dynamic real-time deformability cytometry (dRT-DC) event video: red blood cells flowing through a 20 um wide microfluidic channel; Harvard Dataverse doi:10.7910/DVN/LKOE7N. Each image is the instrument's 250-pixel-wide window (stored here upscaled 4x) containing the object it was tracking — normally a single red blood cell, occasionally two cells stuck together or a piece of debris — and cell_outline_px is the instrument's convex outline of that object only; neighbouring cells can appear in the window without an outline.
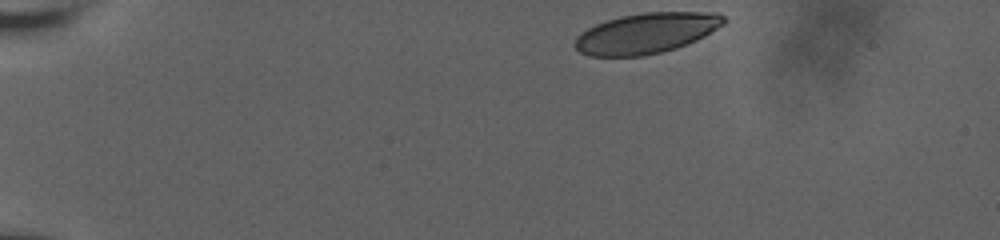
{"species": "human", "species_latin": "Homo sapiens", "temperature_condition": "room temperature", "stored_images_in_passage": 5, "camera_frame_rate_fps": 3000, "um_per_image_px": 0.085, "donor": {"sex": "male"}, "frame": {"image": 1, "passage_image": 1, "time_ms": 0.0, "image_size_px": [1000, 240], "cell_outline_px": [[724, 24], [704, 36], [696, 40], [676, 48], [644, 56], [588, 56], [580, 52], [572, 44], [576, 36], [580, 32], [596, 24], [620, 16], [644, 12], [720, 12], [724, 16]], "centroid_in_image_um": [54.91, 2.82], "position_along_channel_um": 30.1, "area_um2": 35.2}}
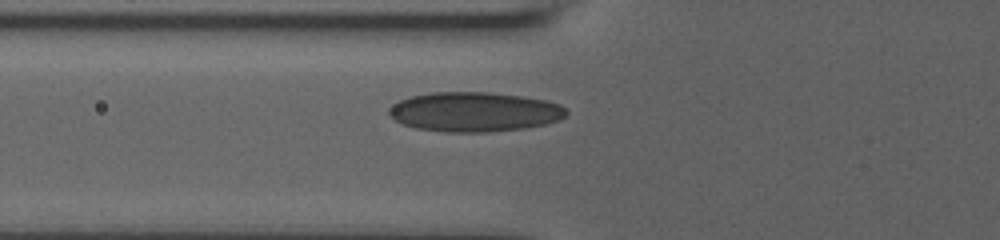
{"frame": {"image": 2, "passage_image": 5, "time_ms": 1.333, "image_size_px": [1000, 240], "cell_outline_px": [[568, 112], [560, 120], [544, 124], [524, 128], [488, 132], [448, 132], [416, 128], [404, 124], [388, 116], [388, 108], [392, 104], [400, 100], [412, 96], [432, 92], [488, 92], [524, 96], [548, 100], [560, 104]], "centroid_in_image_um": [40.33, 9.5], "position_along_channel_um": 85.5, "area_um2": 41.04}}